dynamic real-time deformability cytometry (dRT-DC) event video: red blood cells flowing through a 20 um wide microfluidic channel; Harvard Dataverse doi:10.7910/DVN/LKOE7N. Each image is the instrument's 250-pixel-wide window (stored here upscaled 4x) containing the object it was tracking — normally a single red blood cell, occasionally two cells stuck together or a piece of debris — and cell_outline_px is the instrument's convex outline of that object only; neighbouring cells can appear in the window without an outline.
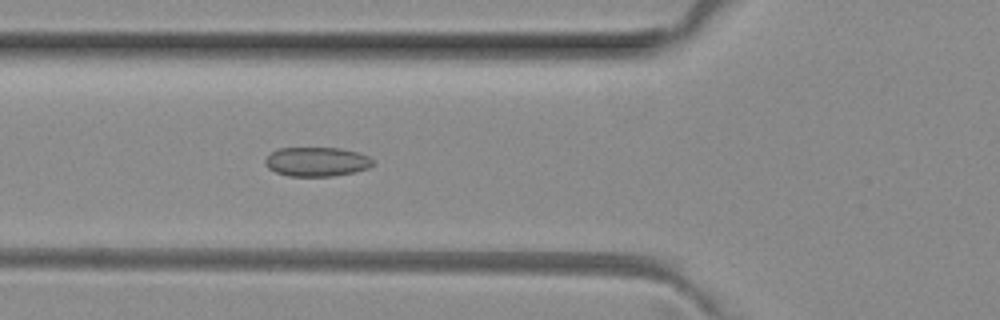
{"species": "common noctule bat (a hibernating species)", "species_latin": "Nyctalus noctula", "temperature_condition": "room temperature", "stored_images_in_passage": 47, "camera_frame_rate_fps": 3000, "um_per_image_px": 0.085, "animal": {"sex": "female", "body_mass_g": 29.2, "forearm_length_mm": 56.3}, "frame": {"image": 1, "passage_image": 18, "time_ms": 5.667, "image_size_px": [1000, 320], "cell_outline_px": [[376, 160], [368, 168], [352, 172], [332, 176], [288, 176], [276, 172], [268, 168], [264, 164], [264, 160], [272, 152], [280, 148], [340, 148], [360, 152]], "centroid_in_image_um": [26.93, 13.74], "position_along_channel_um": 98.9, "area_um2": 18.38}}
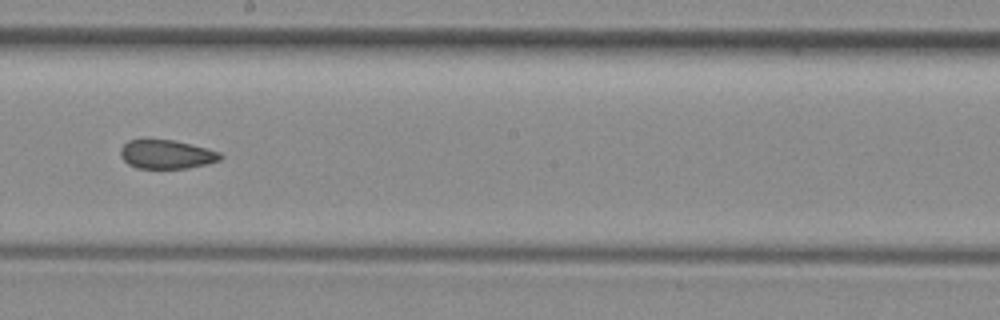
{"frame": {"image": 2, "passage_image": 28, "time_ms": 9.0, "image_size_px": [1000, 320], "cell_outline_px": [[224, 156], [220, 160], [208, 164], [188, 168], [136, 168], [128, 164], [120, 156], [120, 148], [128, 140], [172, 140], [208, 148], [220, 152]], "centroid_in_image_um": [14.17, 13.13], "position_along_channel_um": 234.0, "area_um2": 16.82}}
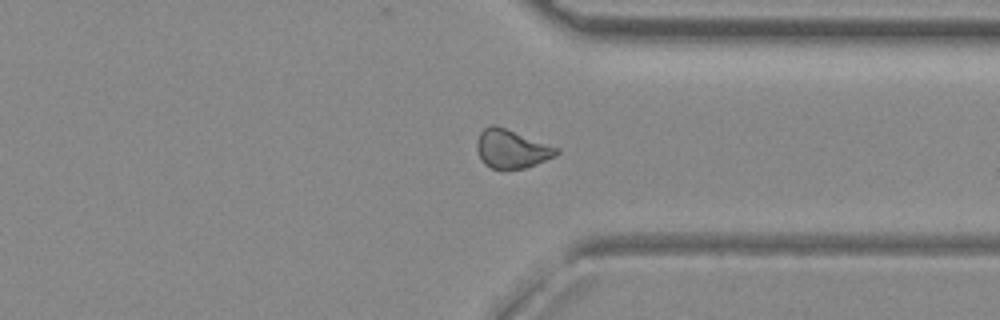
{"frame": {"image": 3, "passage_image": 38, "time_ms": 12.333, "image_size_px": [1000, 320], "cell_outline_px": [[560, 152], [556, 156], [536, 164], [524, 168], [504, 172], [492, 168], [484, 164], [480, 160], [476, 148], [476, 140], [480, 132], [484, 128], [492, 124], [496, 124], [560, 148]], "centroid_in_image_um": [43.47, 12.68], "position_along_channel_um": 367.9, "area_um2": 18.55}}